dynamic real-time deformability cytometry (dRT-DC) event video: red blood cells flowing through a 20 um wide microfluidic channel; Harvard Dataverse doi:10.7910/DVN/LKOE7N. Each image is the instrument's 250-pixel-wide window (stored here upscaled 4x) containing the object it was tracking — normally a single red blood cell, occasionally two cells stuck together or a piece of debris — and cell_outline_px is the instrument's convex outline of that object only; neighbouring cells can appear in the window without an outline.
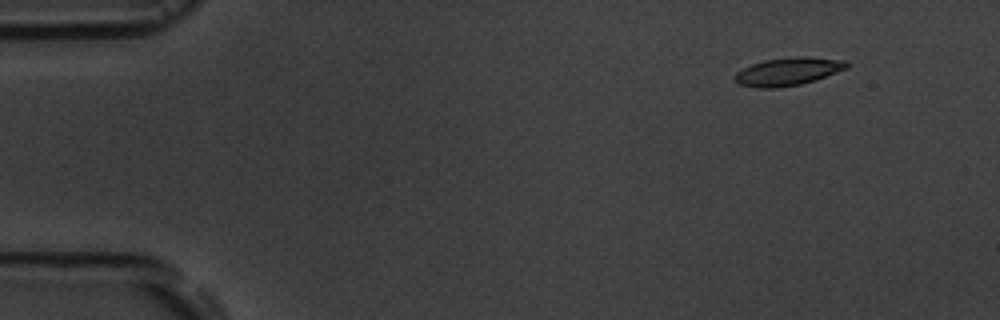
{"species": "common noctule bat (a hibernating species)", "species_latin": "Nyctalus noctula", "temperature_condition": "room temperature", "stored_images_in_passage": 4, "camera_frame_rate_fps": 3000, "um_per_image_px": 0.085, "animal": {"sex": "male", "body_mass_g": 19.5, "forearm_length_mm": 54.6}, "frame": {"image": 1, "passage_image": 1, "time_ms": 0.0, "image_size_px": [1000, 320], "cell_outline_px": [[848, 68], [816, 80], [800, 84], [772, 88], [756, 88], [740, 84], [736, 80], [736, 72], [752, 64], [764, 60], [796, 56], [804, 56], [848, 60]], "centroid_in_image_um": [67.04, 6.06], "position_along_channel_um": 18.0, "area_um2": 18.15}}
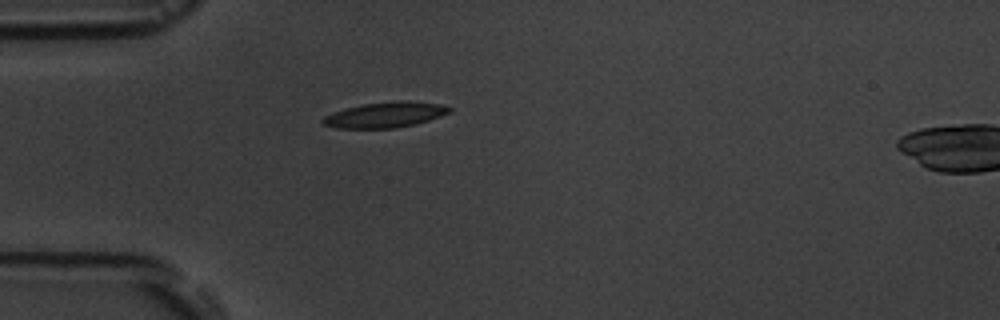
{"frame": {"image": 2, "passage_image": 4, "time_ms": 3.333, "image_size_px": [1000, 320], "cell_outline_px": [[452, 112], [416, 124], [392, 128], [336, 128], [324, 124], [320, 120], [324, 116], [348, 108], [364, 104], [400, 100], [408, 100], [440, 104], [452, 108]], "centroid_in_image_um": [32.79, 9.75], "position_along_channel_um": 52.2, "area_um2": 18.61}}